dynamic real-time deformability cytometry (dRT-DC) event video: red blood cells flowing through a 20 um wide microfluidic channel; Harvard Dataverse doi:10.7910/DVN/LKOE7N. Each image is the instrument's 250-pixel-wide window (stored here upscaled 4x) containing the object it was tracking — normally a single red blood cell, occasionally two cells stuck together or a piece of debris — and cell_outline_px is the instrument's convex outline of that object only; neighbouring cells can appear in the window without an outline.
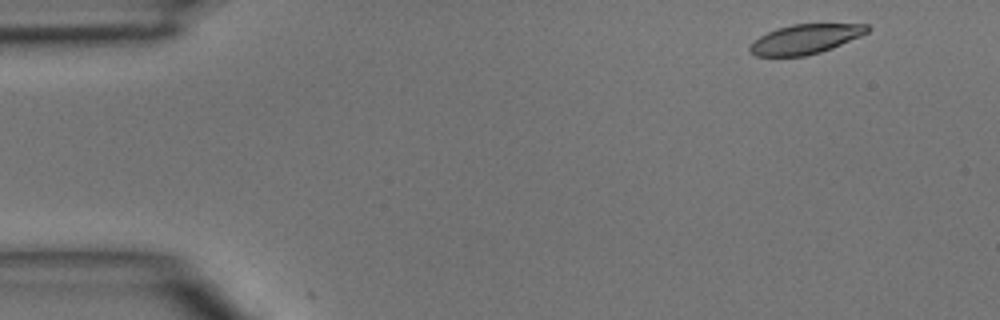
{"species": "common noctule bat (a hibernating species)", "species_latin": "Nyctalus noctula", "temperature_condition": "room temperature", "stored_images_in_passage": 5, "camera_frame_rate_fps": 3000, "um_per_image_px": 0.085, "animal": {"sex": "male", "body_mass_g": 15.6}, "frame": {"image": 1, "passage_image": 1, "time_ms": 0.0, "image_size_px": [1000, 320], "cell_outline_px": [[872, 28], [868, 32], [860, 36], [832, 48], [820, 52], [804, 56], [756, 56], [748, 52], [748, 48], [760, 36], [776, 28], [792, 24], [868, 24]], "centroid_in_image_um": [68.46, 3.32], "position_along_channel_um": 16.5, "area_um2": 20.17}}
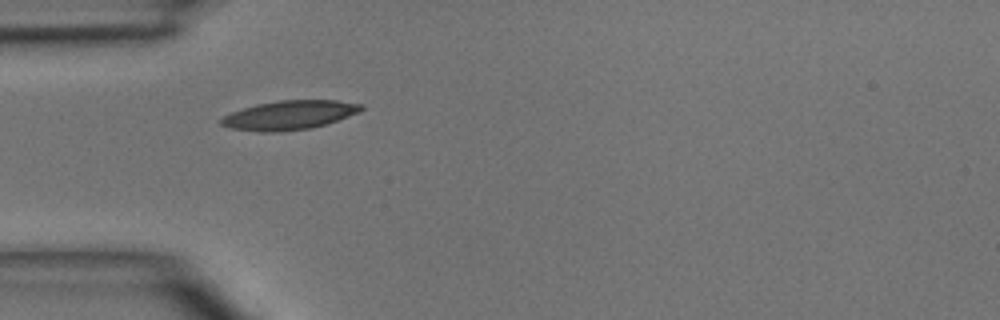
{"frame": {"image": 2, "passage_image": 4, "time_ms": 3.333, "image_size_px": [1000, 320], "cell_outline_px": [[364, 108], [360, 112], [324, 124], [308, 128], [280, 132], [260, 132], [228, 128], [220, 124], [220, 120], [224, 116], [232, 112], [256, 104], [280, 100], [336, 100], [364, 104]], "centroid_in_image_um": [24.58, 9.78], "position_along_channel_um": 60.4, "area_um2": 23.64}}
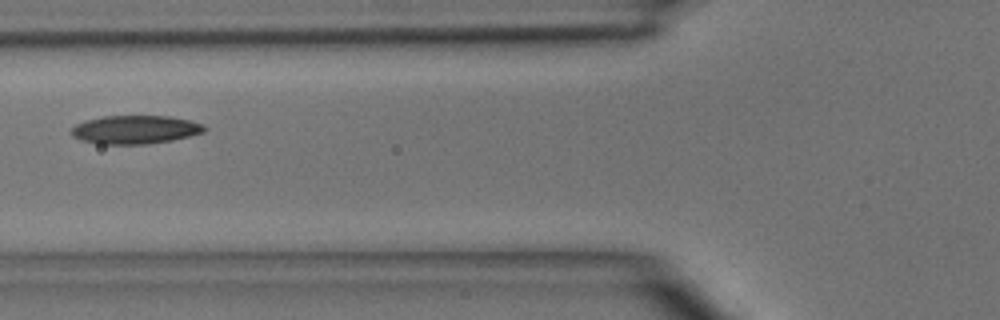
{"frame": {"image": 3, "passage_image": 5, "time_ms": 4.667, "image_size_px": [1000, 320], "cell_outline_px": [[208, 128], [204, 132], [172, 140], [148, 144], [96, 144], [80, 140], [72, 136], [68, 132], [76, 124], [84, 120], [104, 116], [168, 116], [188, 120], [204, 124]], "centroid_in_image_um": [11.45, 11.02], "position_along_channel_um": 114.4, "area_um2": 22.25}}